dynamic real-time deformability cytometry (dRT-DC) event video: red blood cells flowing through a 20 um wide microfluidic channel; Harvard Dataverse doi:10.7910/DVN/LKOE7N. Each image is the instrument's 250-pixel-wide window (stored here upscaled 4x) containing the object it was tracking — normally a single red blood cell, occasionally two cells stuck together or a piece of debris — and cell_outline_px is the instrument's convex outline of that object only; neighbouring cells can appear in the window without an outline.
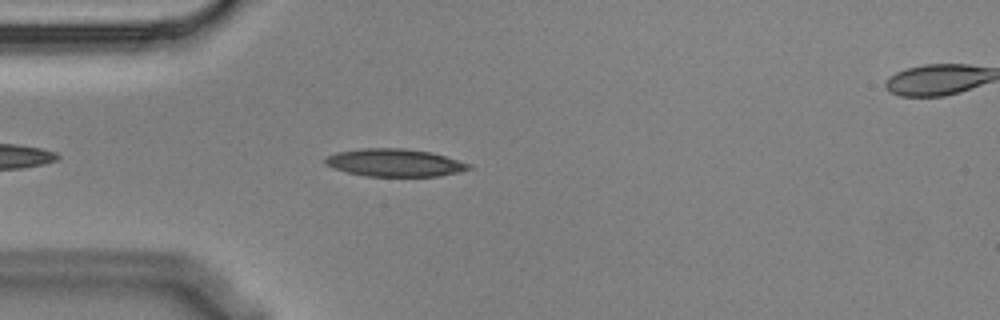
{"species": "Egyptian fruit bat (a non-hibernating species)", "species_latin": "Rousettus aegyptiacus", "temperature_condition": "cold", "stored_images_in_passage": 6, "segment_of_instrument_passage": [1, 2], "camera_frame_rate_fps": 3000, "um_per_image_px": 0.085, "animal": {"sex": "male"}, "frame": {"image": 1, "passage_image": 5, "time_ms": 1.333, "image_size_px": [1000, 320], "cell_outline_px": [[472, 168], [460, 172], [440, 176], [364, 176], [332, 168], [324, 164], [324, 156], [336, 152], [360, 148], [404, 148], [428, 152], [444, 156], [472, 164]], "centroid_in_image_um": [33.5, 13.83], "position_along_channel_um": 51.5, "area_um2": 23.29}}